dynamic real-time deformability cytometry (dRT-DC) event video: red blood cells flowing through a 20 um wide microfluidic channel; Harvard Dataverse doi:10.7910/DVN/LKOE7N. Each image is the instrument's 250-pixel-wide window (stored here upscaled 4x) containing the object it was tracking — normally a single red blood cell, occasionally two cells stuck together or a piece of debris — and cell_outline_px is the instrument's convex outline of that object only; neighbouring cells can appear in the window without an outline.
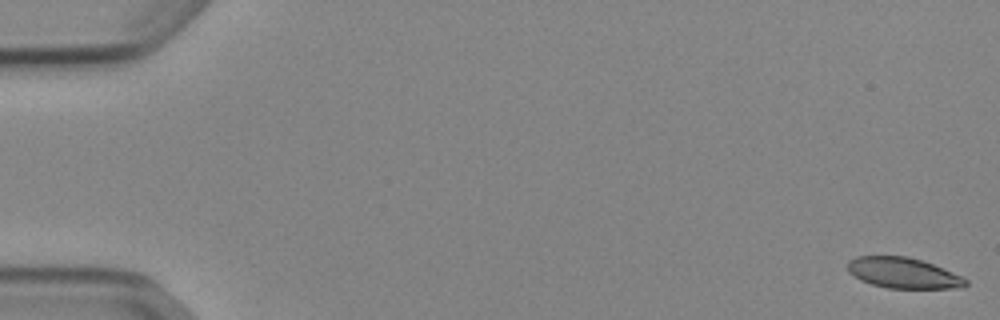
{"species": "Egyptian fruit bat (a non-hibernating species)", "species_latin": "Rousettus aegyptiacus", "temperature_condition": "cold", "stored_images_in_passage": 53, "camera_frame_rate_fps": 3000, "um_per_image_px": 0.085, "animal": {"sex": "female"}, "frame": {"image": 1, "passage_image": 1, "time_ms": 0.0, "image_size_px": [1000, 320], "cell_outline_px": [[968, 284], [964, 288], [888, 288], [872, 284], [860, 280], [848, 272], [848, 260], [856, 256], [908, 256], [932, 264], [960, 276], [968, 280]], "centroid_in_image_um": [76.75, 23.2], "position_along_channel_um": 8.3, "area_um2": 20.98}}
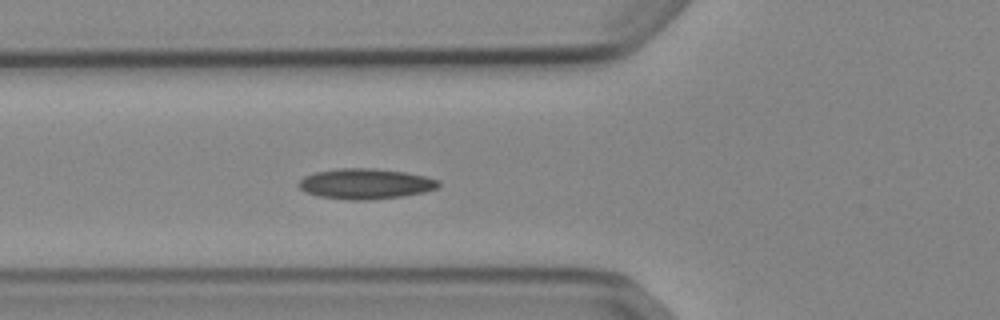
{"frame": {"image": 2, "passage_image": 20, "time_ms": 6.333, "image_size_px": [1000, 320], "cell_outline_px": [[440, 188], [424, 192], [400, 196], [368, 200], [348, 200], [320, 196], [308, 192], [300, 188], [296, 184], [304, 176], [316, 172], [336, 168], [372, 168], [404, 172], [424, 176], [440, 180]], "centroid_in_image_um": [31.08, 15.62], "position_along_channel_um": 94.7, "area_um2": 24.74}}
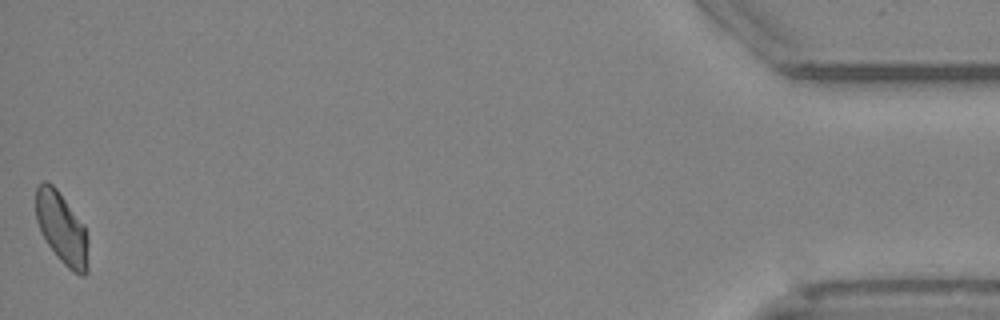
{"frame": {"image": 3, "passage_image": 53, "time_ms": 17.333, "image_size_px": [1000, 320], "cell_outline_px": [[88, 272], [84, 276], [80, 276], [72, 272], [60, 260], [48, 244], [40, 232], [36, 220], [36, 188], [44, 180], [48, 180], [56, 188], [84, 224], [88, 240]], "centroid_in_image_um": [5.27, 19.42], "position_along_channel_um": 429.9, "area_um2": 22.08}, "authors_computed_cell_mechanics": {"area_um2": 22.6576, "velocity_mm_per_s": 3.8656, "shape_relaxation_time_tau1_ms": 9.3089, "shape_relaxation_time_tau2_ms": null, "deformation_change_tau1": 0.1775, "deformation_change_tau2": null}}